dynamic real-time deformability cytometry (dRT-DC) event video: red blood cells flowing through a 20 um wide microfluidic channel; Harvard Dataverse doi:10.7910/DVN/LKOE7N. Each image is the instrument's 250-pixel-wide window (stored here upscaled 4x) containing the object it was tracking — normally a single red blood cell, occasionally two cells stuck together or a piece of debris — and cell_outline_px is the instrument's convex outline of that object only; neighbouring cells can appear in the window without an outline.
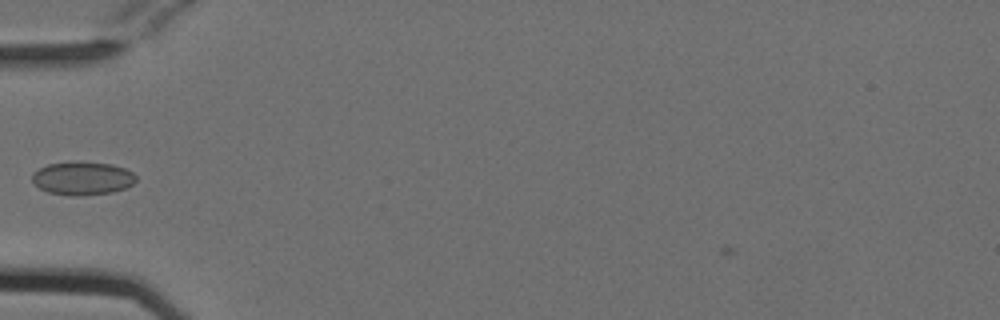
{"species": "Egyptian fruit bat (a non-hibernating species)", "species_latin": "Rousettus aegyptiacus", "temperature_condition": "cold", "stored_images_in_passage": 40, "camera_frame_rate_fps": 3000, "um_per_image_px": 0.085, "animal": {"sex": "female"}, "frame": {"image": 1, "passage_image": 5, "time_ms": 1.333, "image_size_px": [1000, 320], "cell_outline_px": [[136, 180], [132, 184], [124, 188], [112, 192], [76, 196], [72, 196], [48, 192], [40, 188], [32, 180], [32, 172], [48, 164], [76, 160], [112, 164], [124, 168], [132, 172], [136, 176]], "centroid_in_image_um": [7.0, 15.13], "position_along_channel_um": 78.0, "area_um2": 20.29}}
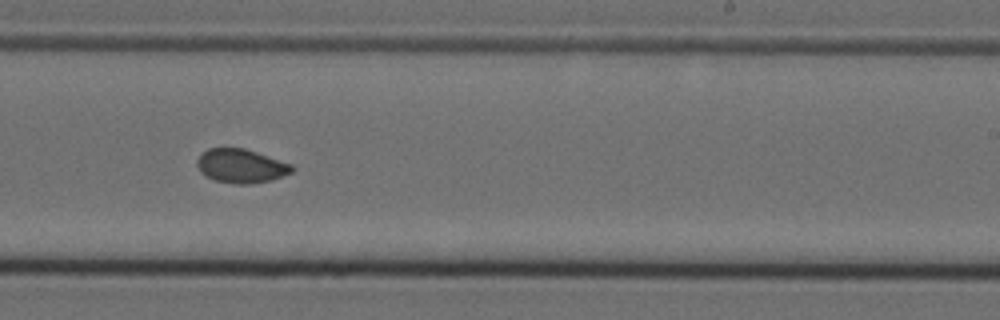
{"frame": {"image": 2, "passage_image": 20, "time_ms": 6.333, "image_size_px": [1000, 320], "cell_outline_px": [[296, 168], [292, 172], [272, 180], [248, 184], [232, 184], [216, 180], [204, 176], [200, 172], [196, 164], [196, 160], [208, 148], [244, 148], [292, 164]], "centroid_in_image_um": [20.49, 14.12], "position_along_channel_um": 268.5, "area_um2": 18.79}}
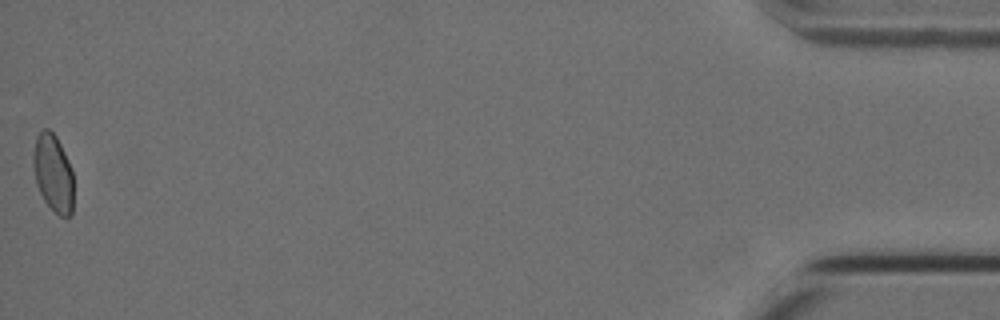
{"frame": {"image": 3, "passage_image": 40, "time_ms": 13.0, "image_size_px": [1000, 320], "cell_outline_px": [[72, 216], [60, 216], [44, 200], [36, 184], [32, 164], [32, 156], [36, 136], [44, 128], [48, 128], [56, 136], [68, 160], [72, 172]], "centroid_in_image_um": [4.49, 14.69], "position_along_channel_um": 430.7, "area_um2": 18.09}, "authors_computed_cell_mechanics": {"area_um2": 18.6405, "velocity_mm_per_s": 3.8091, "shape_relaxation_time_tau1_ms": null, "shape_relaxation_time_tau2_ms": 1.6009, "deformation_change_tau1": null, "deformation_change_tau2": 0.0452}}